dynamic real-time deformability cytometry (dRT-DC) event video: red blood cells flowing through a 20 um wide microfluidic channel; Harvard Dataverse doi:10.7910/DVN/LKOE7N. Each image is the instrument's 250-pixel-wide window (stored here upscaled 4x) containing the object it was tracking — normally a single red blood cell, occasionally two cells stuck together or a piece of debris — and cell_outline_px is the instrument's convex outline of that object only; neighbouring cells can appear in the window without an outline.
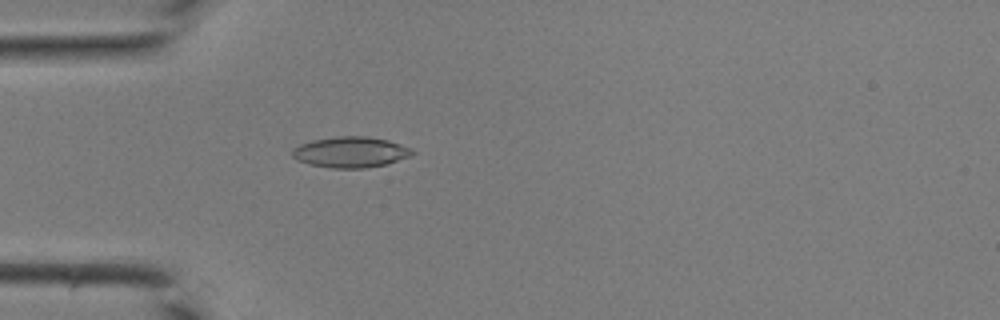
{"species": "common noctule bat (a hibernating species)", "species_latin": "Nyctalus noctula", "temperature_condition": "room temperature", "stored_images_in_passage": 43, "camera_frame_rate_fps": 3000, "um_per_image_px": 0.085, "animal": {"sex": "male", "body_mass_g": 19.0, "forearm_length_mm": 50.8}, "frame": {"image": 1, "passage_image": 14, "time_ms": 4.333, "image_size_px": [1000, 320], "cell_outline_px": [[416, 152], [408, 156], [388, 164], [364, 168], [332, 168], [308, 164], [292, 156], [292, 148], [300, 144], [312, 140], [340, 136], [368, 136], [388, 140], [412, 148]], "centroid_in_image_um": [29.81, 12.93], "position_along_channel_um": 55.2, "area_um2": 21.5}}
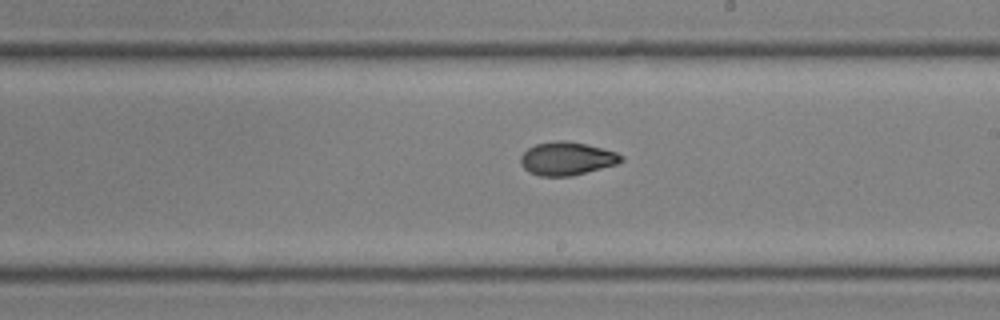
{"frame": {"image": 2, "passage_image": 26, "time_ms": 8.333, "image_size_px": [1000, 320], "cell_outline_px": [[624, 160], [616, 164], [572, 176], [540, 176], [528, 172], [520, 164], [520, 156], [528, 148], [536, 144], [556, 140], [564, 140], [584, 144], [616, 152], [624, 156]], "centroid_in_image_um": [48.15, 13.48], "position_along_channel_um": 240.8, "area_um2": 19.42}}
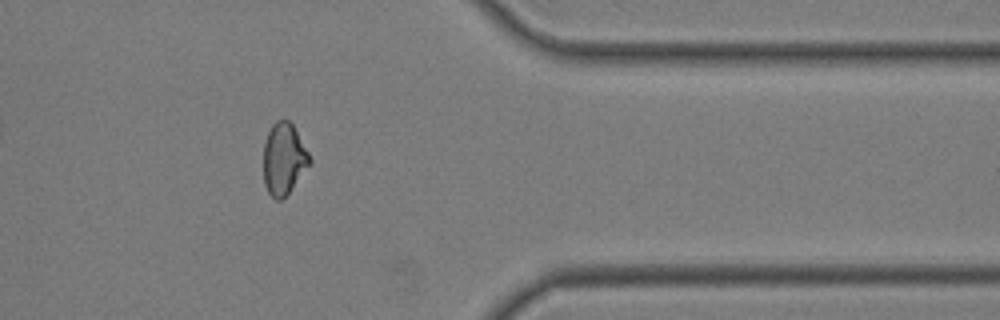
{"frame": {"image": 3, "passage_image": 36, "time_ms": 11.667, "image_size_px": [1000, 320], "cell_outline_px": [[312, 160], [288, 192], [280, 200], [276, 200], [268, 192], [264, 184], [264, 144], [268, 132], [272, 124], [276, 120], [288, 120], [292, 124], [308, 152]], "centroid_in_image_um": [24.1, 13.48], "position_along_channel_um": 387.3, "area_um2": 18.79}}